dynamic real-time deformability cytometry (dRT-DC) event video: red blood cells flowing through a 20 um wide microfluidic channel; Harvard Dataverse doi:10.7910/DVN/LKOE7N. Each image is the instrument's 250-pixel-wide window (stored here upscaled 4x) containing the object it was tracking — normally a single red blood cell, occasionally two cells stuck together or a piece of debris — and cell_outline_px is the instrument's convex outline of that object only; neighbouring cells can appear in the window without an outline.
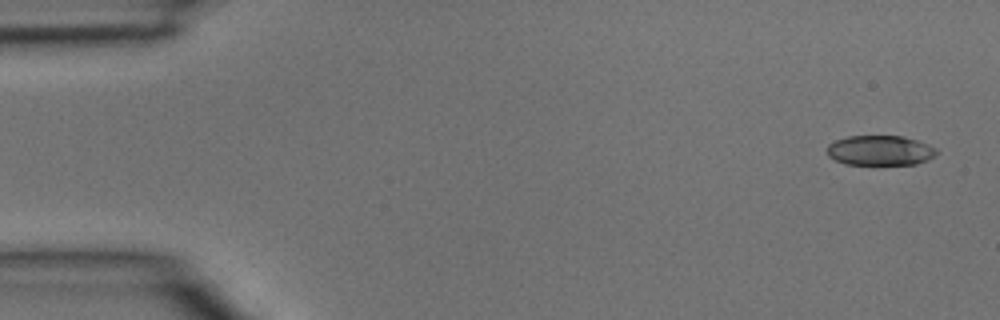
{"species": "common noctule bat (a hibernating species)", "species_latin": "Nyctalus noctula", "temperature_condition": "room temperature", "stored_images_in_passage": 5, "camera_frame_rate_fps": 3000, "um_per_image_px": 0.085, "animal": {"sex": "male", "body_mass_g": 15.6}, "frame": {"image": 1, "passage_image": 1, "time_ms": 0.0, "image_size_px": [1000, 320], "cell_outline_px": [[936, 152], [928, 160], [916, 164], [844, 164], [828, 156], [828, 144], [836, 140], [848, 136], [904, 136], [928, 144], [936, 148]], "centroid_in_image_um": [74.8, 12.78], "position_along_channel_um": 10.2, "area_um2": 18.96}}
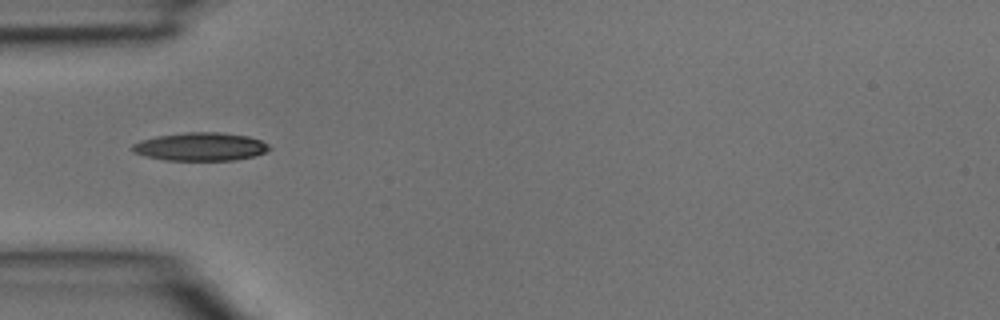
{"frame": {"image": 2, "passage_image": 4, "time_ms": 1.0, "image_size_px": [1000, 320], "cell_outline_px": [[272, 148], [256, 156], [236, 160], [164, 160], [144, 156], [132, 152], [132, 144], [140, 140], [156, 136], [184, 132], [220, 132], [248, 136], [260, 140], [268, 144]], "centroid_in_image_um": [17.03, 12.46], "position_along_channel_um": 68.0, "area_um2": 22.72}}